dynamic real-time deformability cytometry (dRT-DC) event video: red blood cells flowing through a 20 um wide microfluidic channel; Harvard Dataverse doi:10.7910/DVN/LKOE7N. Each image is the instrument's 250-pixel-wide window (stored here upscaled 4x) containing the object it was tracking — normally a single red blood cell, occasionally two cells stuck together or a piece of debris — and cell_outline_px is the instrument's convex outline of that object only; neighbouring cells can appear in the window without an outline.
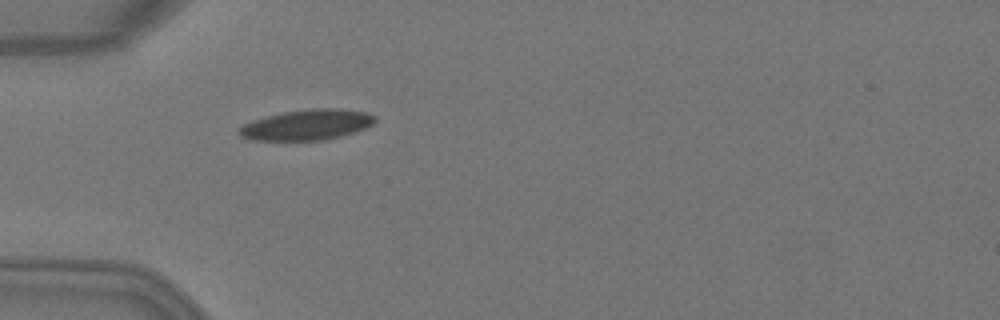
{"species": "Egyptian fruit bat (a non-hibernating species)", "species_latin": "Rousettus aegyptiacus", "temperature_condition": "warm", "stored_images_in_passage": 1, "camera_frame_rate_fps": 3000, "um_per_image_px": 0.085, "animal": {"sex": "female"}, "frame": {"image": 1, "passage_image": 1, "time_ms": 0.0, "image_size_px": [1000, 320], "cell_outline_px": [[376, 120], [372, 124], [364, 128], [340, 136], [324, 140], [252, 140], [240, 136], [236, 132], [244, 124], [268, 116], [284, 112], [312, 108], [340, 108], [368, 112], [376, 116]], "centroid_in_image_um": [26.11, 10.6], "position_along_channel_um": 58.9, "area_um2": 23.99}}